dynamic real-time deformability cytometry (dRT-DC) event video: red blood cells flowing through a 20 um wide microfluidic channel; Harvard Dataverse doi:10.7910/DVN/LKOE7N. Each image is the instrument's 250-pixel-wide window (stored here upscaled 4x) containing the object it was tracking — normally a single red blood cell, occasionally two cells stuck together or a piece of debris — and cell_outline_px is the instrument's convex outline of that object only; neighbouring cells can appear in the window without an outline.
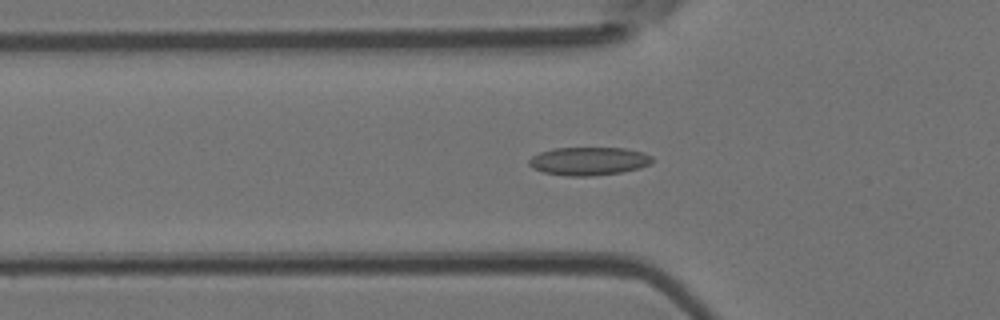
{"species": "Egyptian fruit bat (a non-hibernating species)", "species_latin": "Rousettus aegyptiacus", "temperature_condition": "room temperature", "stored_images_in_passage": 49, "camera_frame_rate_fps": 3000, "um_per_image_px": 0.085, "animal": {"sex": "female"}, "frame": {"image": 1, "passage_image": 18, "time_ms": 5.667, "image_size_px": [1000, 320], "cell_outline_px": [[652, 164], [640, 168], [620, 172], [592, 176], [568, 176], [544, 172], [532, 168], [528, 164], [528, 160], [532, 156], [540, 152], [552, 148], [624, 148], [644, 152], [652, 156]], "centroid_in_image_um": [50.05, 13.69], "position_along_channel_um": 75.8, "area_um2": 20.35}}
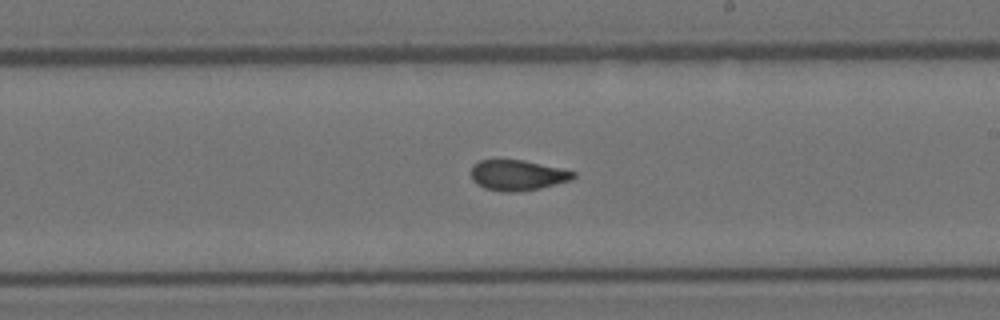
{"frame": {"image": 2, "passage_image": 31, "time_ms": 10.0, "image_size_px": [1000, 320], "cell_outline_px": [[576, 176], [572, 180], [540, 188], [516, 192], [504, 192], [484, 188], [476, 184], [472, 180], [472, 164], [480, 160], [524, 160], [576, 172]], "centroid_in_image_um": [43.98, 14.9], "position_along_channel_um": 245.0, "area_um2": 18.15}}
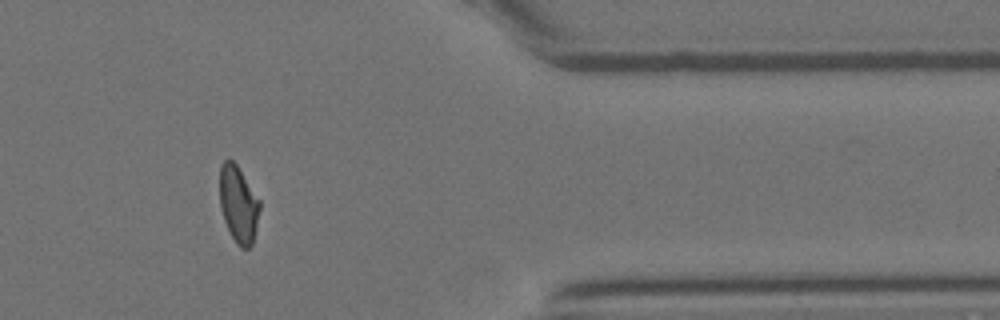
{"frame": {"image": 3, "passage_image": 44, "time_ms": 14.333, "image_size_px": [1000, 320], "cell_outline_px": [[260, 208], [252, 244], [248, 248], [240, 248], [236, 244], [224, 220], [220, 208], [220, 164], [228, 156], [236, 164], [260, 200]], "centroid_in_image_um": [20.25, 17.33], "position_along_channel_um": 391.1, "area_um2": 17.86}}